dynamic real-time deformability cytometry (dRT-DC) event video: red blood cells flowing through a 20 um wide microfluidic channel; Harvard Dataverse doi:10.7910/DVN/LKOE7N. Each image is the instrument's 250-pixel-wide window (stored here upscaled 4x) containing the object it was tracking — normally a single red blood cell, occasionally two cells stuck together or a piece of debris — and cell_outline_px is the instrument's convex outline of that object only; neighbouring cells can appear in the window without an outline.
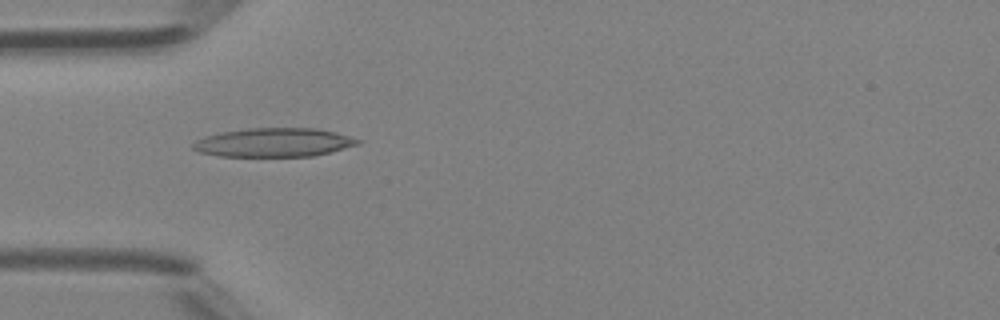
{"species": "Egyptian fruit bat (a non-hibernating species)", "species_latin": "Rousettus aegyptiacus", "temperature_condition": "room temperature", "stored_images_in_passage": 12, "camera_frame_rate_fps": 3000, "um_per_image_px": 0.085, "animal": {"sex": "female"}, "frame": {"image": 1, "passage_image": 1, "time_ms": 0.0, "image_size_px": [1000, 320], "cell_outline_px": [[364, 140], [360, 144], [312, 156], [220, 156], [200, 152], [192, 148], [192, 144], [196, 140], [204, 136], [220, 132], [248, 128], [316, 128], [336, 132]], "centroid_in_image_um": [23.29, 12.1], "position_along_channel_um": 61.7, "area_um2": 27.69}}
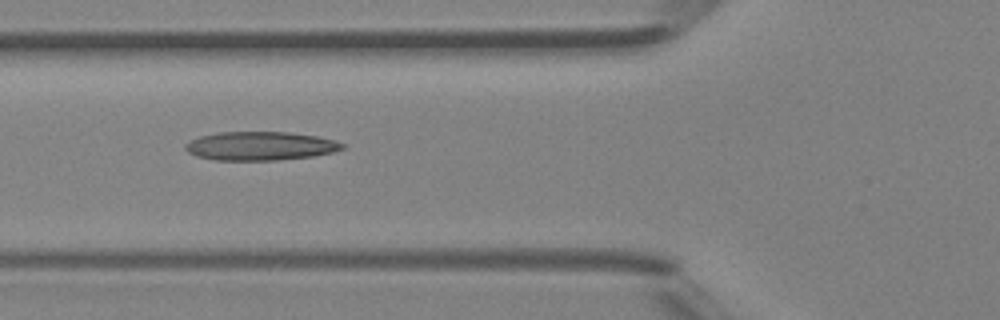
{"frame": {"image": 2, "passage_image": 4, "time_ms": 1.0, "image_size_px": [1000, 320], "cell_outline_px": [[344, 148], [332, 152], [312, 156], [280, 160], [216, 160], [196, 156], [188, 152], [184, 148], [184, 144], [200, 136], [220, 132], [288, 132], [316, 136], [336, 140], [344, 144]], "centroid_in_image_um": [22.12, 12.41], "position_along_channel_um": 103.7, "area_um2": 26.18}}